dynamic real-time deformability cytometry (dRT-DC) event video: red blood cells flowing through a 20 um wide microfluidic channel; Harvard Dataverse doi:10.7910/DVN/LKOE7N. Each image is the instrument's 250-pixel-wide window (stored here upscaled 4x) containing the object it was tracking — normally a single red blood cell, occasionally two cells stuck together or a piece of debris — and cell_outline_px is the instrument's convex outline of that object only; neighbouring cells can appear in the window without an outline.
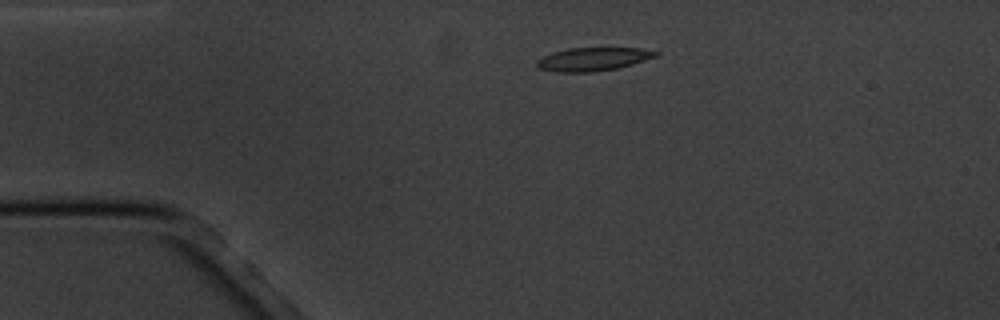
{"species": "common noctule bat (a hibernating species)", "species_latin": "Nyctalus noctula", "temperature_condition": "cold", "stored_images_in_passage": 4, "camera_frame_rate_fps": 3000, "um_per_image_px": 0.085, "animal": {"sex": "male", "body_mass_g": 20.1, "forearm_length_mm": 53.5}, "frame": {"image": 1, "passage_image": 2, "time_ms": 2.0, "image_size_px": [1000, 320], "cell_outline_px": [[660, 52], [656, 56], [632, 64], [616, 68], [592, 72], [556, 72], [540, 68], [536, 64], [536, 60], [552, 52], [568, 48], [640, 48]], "centroid_in_image_um": [50.38, 5.02], "position_along_channel_um": 34.6, "area_um2": 16.01}}
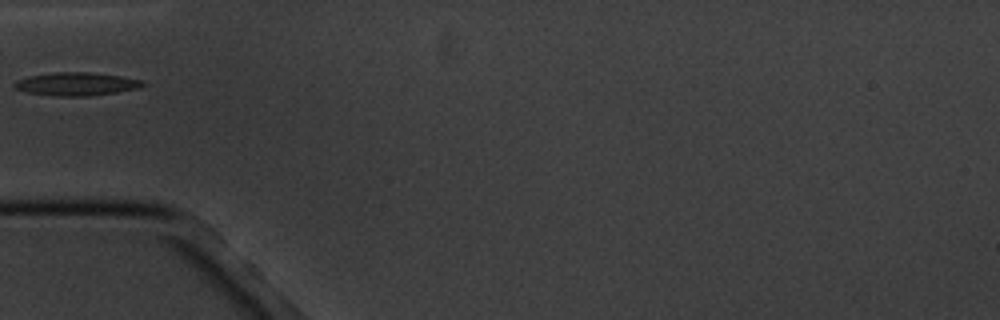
{"frame": {"image": 2, "passage_image": 4, "time_ms": 4.333, "image_size_px": [1000, 320], "cell_outline_px": [[144, 84], [140, 88], [116, 92], [88, 96], [56, 96], [28, 92], [12, 88], [12, 84], [16, 80], [28, 76], [52, 72], [88, 72], [120, 76], [144, 80]], "centroid_in_image_um": [6.46, 7.13], "position_along_channel_um": 78.5, "area_um2": 17.4}}